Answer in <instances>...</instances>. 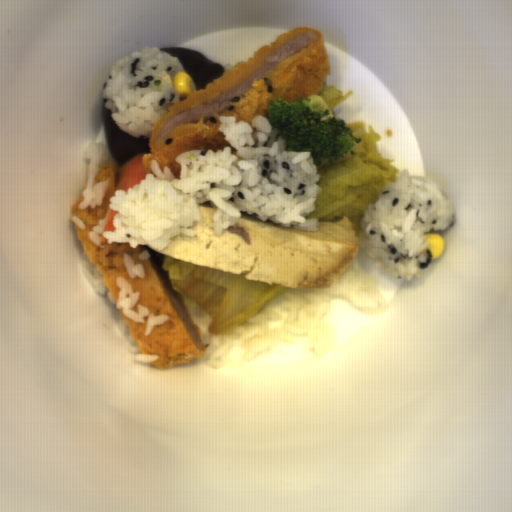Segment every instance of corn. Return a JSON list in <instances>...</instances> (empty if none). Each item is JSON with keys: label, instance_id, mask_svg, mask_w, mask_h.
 <instances>
[{"label": "corn", "instance_id": "51d56268", "mask_svg": "<svg viewBox=\"0 0 512 512\" xmlns=\"http://www.w3.org/2000/svg\"><path fill=\"white\" fill-rule=\"evenodd\" d=\"M173 88L177 90L180 97L183 99H187L188 96L196 91V84L187 71L177 72L173 75L172 78Z\"/></svg>", "mask_w": 512, "mask_h": 512}, {"label": "corn", "instance_id": "f1292c28", "mask_svg": "<svg viewBox=\"0 0 512 512\" xmlns=\"http://www.w3.org/2000/svg\"><path fill=\"white\" fill-rule=\"evenodd\" d=\"M424 236V243H427V246L422 252H426V250H429V252L431 253V259H435L441 256L446 246L445 240L442 237V235L430 232L424 233Z\"/></svg>", "mask_w": 512, "mask_h": 512}]
</instances>
